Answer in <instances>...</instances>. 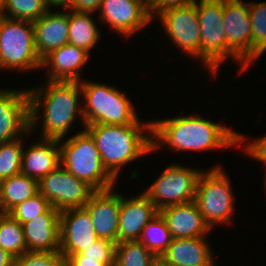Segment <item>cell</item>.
<instances>
[{"label":"cell","mask_w":266,"mask_h":266,"mask_svg":"<svg viewBox=\"0 0 266 266\" xmlns=\"http://www.w3.org/2000/svg\"><path fill=\"white\" fill-rule=\"evenodd\" d=\"M198 0H151L149 3L150 13L153 21H156L155 17L164 10L173 7H182L196 4Z\"/></svg>","instance_id":"obj_35"},{"label":"cell","mask_w":266,"mask_h":266,"mask_svg":"<svg viewBox=\"0 0 266 266\" xmlns=\"http://www.w3.org/2000/svg\"><path fill=\"white\" fill-rule=\"evenodd\" d=\"M13 266H64L60 252H31L15 257Z\"/></svg>","instance_id":"obj_33"},{"label":"cell","mask_w":266,"mask_h":266,"mask_svg":"<svg viewBox=\"0 0 266 266\" xmlns=\"http://www.w3.org/2000/svg\"><path fill=\"white\" fill-rule=\"evenodd\" d=\"M102 0H71L70 9L85 12H98Z\"/></svg>","instance_id":"obj_38"},{"label":"cell","mask_w":266,"mask_h":266,"mask_svg":"<svg viewBox=\"0 0 266 266\" xmlns=\"http://www.w3.org/2000/svg\"><path fill=\"white\" fill-rule=\"evenodd\" d=\"M172 239L165 220L158 214L145 226L139 241L160 258Z\"/></svg>","instance_id":"obj_28"},{"label":"cell","mask_w":266,"mask_h":266,"mask_svg":"<svg viewBox=\"0 0 266 266\" xmlns=\"http://www.w3.org/2000/svg\"><path fill=\"white\" fill-rule=\"evenodd\" d=\"M45 2L50 9H52L53 7H56L60 10L68 9L71 4V0H45Z\"/></svg>","instance_id":"obj_39"},{"label":"cell","mask_w":266,"mask_h":266,"mask_svg":"<svg viewBox=\"0 0 266 266\" xmlns=\"http://www.w3.org/2000/svg\"><path fill=\"white\" fill-rule=\"evenodd\" d=\"M159 214L173 239L205 237L212 232L195 201L165 207Z\"/></svg>","instance_id":"obj_19"},{"label":"cell","mask_w":266,"mask_h":266,"mask_svg":"<svg viewBox=\"0 0 266 266\" xmlns=\"http://www.w3.org/2000/svg\"><path fill=\"white\" fill-rule=\"evenodd\" d=\"M74 133L58 140L60 164L95 191L115 188L117 180L104 167L91 134L86 129Z\"/></svg>","instance_id":"obj_4"},{"label":"cell","mask_w":266,"mask_h":266,"mask_svg":"<svg viewBox=\"0 0 266 266\" xmlns=\"http://www.w3.org/2000/svg\"><path fill=\"white\" fill-rule=\"evenodd\" d=\"M99 22L109 25L123 38H129L153 22L146 0H102Z\"/></svg>","instance_id":"obj_13"},{"label":"cell","mask_w":266,"mask_h":266,"mask_svg":"<svg viewBox=\"0 0 266 266\" xmlns=\"http://www.w3.org/2000/svg\"><path fill=\"white\" fill-rule=\"evenodd\" d=\"M57 10L49 9L33 22L35 48L41 60L57 48L69 44L68 10Z\"/></svg>","instance_id":"obj_22"},{"label":"cell","mask_w":266,"mask_h":266,"mask_svg":"<svg viewBox=\"0 0 266 266\" xmlns=\"http://www.w3.org/2000/svg\"><path fill=\"white\" fill-rule=\"evenodd\" d=\"M208 243L207 236L172 239L166 251L159 258V265L216 266V257Z\"/></svg>","instance_id":"obj_20"},{"label":"cell","mask_w":266,"mask_h":266,"mask_svg":"<svg viewBox=\"0 0 266 266\" xmlns=\"http://www.w3.org/2000/svg\"><path fill=\"white\" fill-rule=\"evenodd\" d=\"M224 0H199L197 15L200 24V62L215 78L227 60V38L223 25ZM203 63V64H202Z\"/></svg>","instance_id":"obj_8"},{"label":"cell","mask_w":266,"mask_h":266,"mask_svg":"<svg viewBox=\"0 0 266 266\" xmlns=\"http://www.w3.org/2000/svg\"><path fill=\"white\" fill-rule=\"evenodd\" d=\"M261 162H262V164H264V166H265V170H264V171H265V175H264V176H265V177H264V178H265V179H264V182H265V183H264V184H265V187H266V161H261ZM265 190H266V189H265Z\"/></svg>","instance_id":"obj_42"},{"label":"cell","mask_w":266,"mask_h":266,"mask_svg":"<svg viewBox=\"0 0 266 266\" xmlns=\"http://www.w3.org/2000/svg\"><path fill=\"white\" fill-rule=\"evenodd\" d=\"M41 63L33 22L0 16V70L33 72L41 69Z\"/></svg>","instance_id":"obj_7"},{"label":"cell","mask_w":266,"mask_h":266,"mask_svg":"<svg viewBox=\"0 0 266 266\" xmlns=\"http://www.w3.org/2000/svg\"><path fill=\"white\" fill-rule=\"evenodd\" d=\"M94 12L76 11L68 8L69 44L91 53L100 41L101 30L92 18Z\"/></svg>","instance_id":"obj_24"},{"label":"cell","mask_w":266,"mask_h":266,"mask_svg":"<svg viewBox=\"0 0 266 266\" xmlns=\"http://www.w3.org/2000/svg\"><path fill=\"white\" fill-rule=\"evenodd\" d=\"M52 205L39 192L26 201L18 204L8 214H10L16 221L23 224L32 221L41 214L46 213Z\"/></svg>","instance_id":"obj_32"},{"label":"cell","mask_w":266,"mask_h":266,"mask_svg":"<svg viewBox=\"0 0 266 266\" xmlns=\"http://www.w3.org/2000/svg\"><path fill=\"white\" fill-rule=\"evenodd\" d=\"M98 239L84 207L60 211V253L64 260L69 255L79 254Z\"/></svg>","instance_id":"obj_15"},{"label":"cell","mask_w":266,"mask_h":266,"mask_svg":"<svg viewBox=\"0 0 266 266\" xmlns=\"http://www.w3.org/2000/svg\"><path fill=\"white\" fill-rule=\"evenodd\" d=\"M38 192L59 211L82 208L95 190L61 164L38 181Z\"/></svg>","instance_id":"obj_12"},{"label":"cell","mask_w":266,"mask_h":266,"mask_svg":"<svg viewBox=\"0 0 266 266\" xmlns=\"http://www.w3.org/2000/svg\"><path fill=\"white\" fill-rule=\"evenodd\" d=\"M0 248L13 257L27 252L23 226L8 213H0Z\"/></svg>","instance_id":"obj_27"},{"label":"cell","mask_w":266,"mask_h":266,"mask_svg":"<svg viewBox=\"0 0 266 266\" xmlns=\"http://www.w3.org/2000/svg\"><path fill=\"white\" fill-rule=\"evenodd\" d=\"M121 205V192L114 188L95 191L84 208L90 214L94 230L99 239L118 243V222Z\"/></svg>","instance_id":"obj_16"},{"label":"cell","mask_w":266,"mask_h":266,"mask_svg":"<svg viewBox=\"0 0 266 266\" xmlns=\"http://www.w3.org/2000/svg\"><path fill=\"white\" fill-rule=\"evenodd\" d=\"M225 172L216 164L203 170L197 181L194 201L213 230L216 225L231 224L236 211L233 185Z\"/></svg>","instance_id":"obj_6"},{"label":"cell","mask_w":266,"mask_h":266,"mask_svg":"<svg viewBox=\"0 0 266 266\" xmlns=\"http://www.w3.org/2000/svg\"><path fill=\"white\" fill-rule=\"evenodd\" d=\"M28 131V89H0V143L21 138Z\"/></svg>","instance_id":"obj_14"},{"label":"cell","mask_w":266,"mask_h":266,"mask_svg":"<svg viewBox=\"0 0 266 266\" xmlns=\"http://www.w3.org/2000/svg\"><path fill=\"white\" fill-rule=\"evenodd\" d=\"M27 251L60 252V211L51 207L46 213L22 224Z\"/></svg>","instance_id":"obj_21"},{"label":"cell","mask_w":266,"mask_h":266,"mask_svg":"<svg viewBox=\"0 0 266 266\" xmlns=\"http://www.w3.org/2000/svg\"><path fill=\"white\" fill-rule=\"evenodd\" d=\"M64 266H106L92 258H83L80 254L69 255L64 260Z\"/></svg>","instance_id":"obj_37"},{"label":"cell","mask_w":266,"mask_h":266,"mask_svg":"<svg viewBox=\"0 0 266 266\" xmlns=\"http://www.w3.org/2000/svg\"><path fill=\"white\" fill-rule=\"evenodd\" d=\"M79 254L82 255L83 258L95 259L104 263L106 266H114L116 243L106 239H98Z\"/></svg>","instance_id":"obj_34"},{"label":"cell","mask_w":266,"mask_h":266,"mask_svg":"<svg viewBox=\"0 0 266 266\" xmlns=\"http://www.w3.org/2000/svg\"><path fill=\"white\" fill-rule=\"evenodd\" d=\"M49 9L45 0H4L1 16L34 22Z\"/></svg>","instance_id":"obj_31"},{"label":"cell","mask_w":266,"mask_h":266,"mask_svg":"<svg viewBox=\"0 0 266 266\" xmlns=\"http://www.w3.org/2000/svg\"><path fill=\"white\" fill-rule=\"evenodd\" d=\"M38 193V181L18 174L0 181V213H9L18 204Z\"/></svg>","instance_id":"obj_25"},{"label":"cell","mask_w":266,"mask_h":266,"mask_svg":"<svg viewBox=\"0 0 266 266\" xmlns=\"http://www.w3.org/2000/svg\"><path fill=\"white\" fill-rule=\"evenodd\" d=\"M14 258L10 253L0 248V266H13Z\"/></svg>","instance_id":"obj_40"},{"label":"cell","mask_w":266,"mask_h":266,"mask_svg":"<svg viewBox=\"0 0 266 266\" xmlns=\"http://www.w3.org/2000/svg\"><path fill=\"white\" fill-rule=\"evenodd\" d=\"M31 134L28 131L21 138L0 143V181L21 173L22 150L25 144L24 139L28 135L30 137Z\"/></svg>","instance_id":"obj_30"},{"label":"cell","mask_w":266,"mask_h":266,"mask_svg":"<svg viewBox=\"0 0 266 266\" xmlns=\"http://www.w3.org/2000/svg\"><path fill=\"white\" fill-rule=\"evenodd\" d=\"M91 54L83 48L66 44L50 52L42 59L41 69H47L46 80L82 81V68L88 64ZM82 72V73H81Z\"/></svg>","instance_id":"obj_18"},{"label":"cell","mask_w":266,"mask_h":266,"mask_svg":"<svg viewBox=\"0 0 266 266\" xmlns=\"http://www.w3.org/2000/svg\"><path fill=\"white\" fill-rule=\"evenodd\" d=\"M3 7H4V0H0V16L2 14Z\"/></svg>","instance_id":"obj_41"},{"label":"cell","mask_w":266,"mask_h":266,"mask_svg":"<svg viewBox=\"0 0 266 266\" xmlns=\"http://www.w3.org/2000/svg\"><path fill=\"white\" fill-rule=\"evenodd\" d=\"M163 27L167 39L192 60H200V24L197 3L189 6L173 7L161 11L156 17Z\"/></svg>","instance_id":"obj_11"},{"label":"cell","mask_w":266,"mask_h":266,"mask_svg":"<svg viewBox=\"0 0 266 266\" xmlns=\"http://www.w3.org/2000/svg\"><path fill=\"white\" fill-rule=\"evenodd\" d=\"M162 171L155 181L143 190L158 211L195 200L197 181L203 170L173 163Z\"/></svg>","instance_id":"obj_9"},{"label":"cell","mask_w":266,"mask_h":266,"mask_svg":"<svg viewBox=\"0 0 266 266\" xmlns=\"http://www.w3.org/2000/svg\"><path fill=\"white\" fill-rule=\"evenodd\" d=\"M248 2L252 24V65L266 52V1Z\"/></svg>","instance_id":"obj_29"},{"label":"cell","mask_w":266,"mask_h":266,"mask_svg":"<svg viewBox=\"0 0 266 266\" xmlns=\"http://www.w3.org/2000/svg\"><path fill=\"white\" fill-rule=\"evenodd\" d=\"M80 85L85 125H126L135 124L141 119L123 90L84 78Z\"/></svg>","instance_id":"obj_5"},{"label":"cell","mask_w":266,"mask_h":266,"mask_svg":"<svg viewBox=\"0 0 266 266\" xmlns=\"http://www.w3.org/2000/svg\"><path fill=\"white\" fill-rule=\"evenodd\" d=\"M42 83L28 89L29 131L33 134L41 128L39 138L65 139L76 118H80L85 129L80 81L46 80Z\"/></svg>","instance_id":"obj_1"},{"label":"cell","mask_w":266,"mask_h":266,"mask_svg":"<svg viewBox=\"0 0 266 266\" xmlns=\"http://www.w3.org/2000/svg\"><path fill=\"white\" fill-rule=\"evenodd\" d=\"M223 25L227 38V59L235 60L240 66L237 75H242L252 68V24L248 2L224 0Z\"/></svg>","instance_id":"obj_10"},{"label":"cell","mask_w":266,"mask_h":266,"mask_svg":"<svg viewBox=\"0 0 266 266\" xmlns=\"http://www.w3.org/2000/svg\"><path fill=\"white\" fill-rule=\"evenodd\" d=\"M244 155L251 157L252 160L266 161V135L248 142L243 148Z\"/></svg>","instance_id":"obj_36"},{"label":"cell","mask_w":266,"mask_h":266,"mask_svg":"<svg viewBox=\"0 0 266 266\" xmlns=\"http://www.w3.org/2000/svg\"><path fill=\"white\" fill-rule=\"evenodd\" d=\"M160 266H177V265H160Z\"/></svg>","instance_id":"obj_43"},{"label":"cell","mask_w":266,"mask_h":266,"mask_svg":"<svg viewBox=\"0 0 266 266\" xmlns=\"http://www.w3.org/2000/svg\"><path fill=\"white\" fill-rule=\"evenodd\" d=\"M159 258L140 241L116 244L114 266H157Z\"/></svg>","instance_id":"obj_26"},{"label":"cell","mask_w":266,"mask_h":266,"mask_svg":"<svg viewBox=\"0 0 266 266\" xmlns=\"http://www.w3.org/2000/svg\"><path fill=\"white\" fill-rule=\"evenodd\" d=\"M135 124L85 125L95 140L104 167L118 181L124 166L152 151V121Z\"/></svg>","instance_id":"obj_3"},{"label":"cell","mask_w":266,"mask_h":266,"mask_svg":"<svg viewBox=\"0 0 266 266\" xmlns=\"http://www.w3.org/2000/svg\"><path fill=\"white\" fill-rule=\"evenodd\" d=\"M59 165L60 149L58 140L39 138L22 150L21 174L37 181Z\"/></svg>","instance_id":"obj_23"},{"label":"cell","mask_w":266,"mask_h":266,"mask_svg":"<svg viewBox=\"0 0 266 266\" xmlns=\"http://www.w3.org/2000/svg\"><path fill=\"white\" fill-rule=\"evenodd\" d=\"M158 214L155 205L143 192L128 198L121 194L118 243L139 241L145 226Z\"/></svg>","instance_id":"obj_17"},{"label":"cell","mask_w":266,"mask_h":266,"mask_svg":"<svg viewBox=\"0 0 266 266\" xmlns=\"http://www.w3.org/2000/svg\"><path fill=\"white\" fill-rule=\"evenodd\" d=\"M226 126L196 114L152 120V151L167 146L172 152H208L247 141V135Z\"/></svg>","instance_id":"obj_2"}]
</instances>
